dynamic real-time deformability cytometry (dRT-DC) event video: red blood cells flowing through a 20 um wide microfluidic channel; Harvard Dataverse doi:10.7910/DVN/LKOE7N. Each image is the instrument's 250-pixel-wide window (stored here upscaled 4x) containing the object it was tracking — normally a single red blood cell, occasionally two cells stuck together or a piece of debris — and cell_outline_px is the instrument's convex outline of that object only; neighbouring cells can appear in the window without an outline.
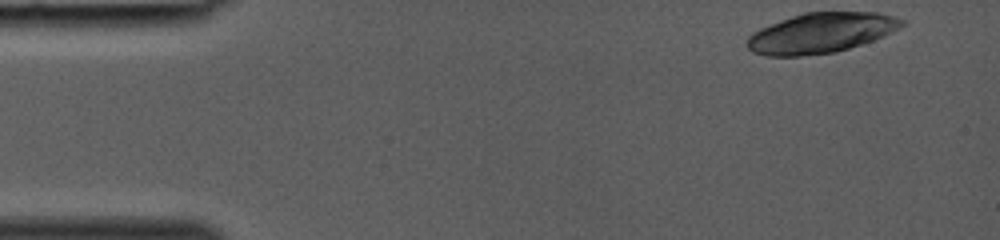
{"species": "common noctule bat (a hibernating species)", "species_latin": "Nyctalus noctula", "temperature_condition": "room temperature", "stored_images_in_passage": 36, "camera_frame_rate_fps": 3000, "um_per_image_px": 0.085, "animal": {"sex": "female", "body_mass_g": 19.0, "forearm_length_mm": 53.3}, "frame": {"image": 1, "passage_image": 1, "time_ms": 0.0, "image_size_px": [1000, 240], "cell_outline_px": [[904, 24], [872, 40], [836, 52], [800, 56], [764, 56], [752, 52], [748, 48], [748, 36], [752, 32], [760, 28], [792, 16], [804, 12], [876, 12], [892, 16], [904, 20]], "centroid_in_image_um": [69.7, 2.8], "position_along_channel_um": 15.3, "area_um2": 35.66}}